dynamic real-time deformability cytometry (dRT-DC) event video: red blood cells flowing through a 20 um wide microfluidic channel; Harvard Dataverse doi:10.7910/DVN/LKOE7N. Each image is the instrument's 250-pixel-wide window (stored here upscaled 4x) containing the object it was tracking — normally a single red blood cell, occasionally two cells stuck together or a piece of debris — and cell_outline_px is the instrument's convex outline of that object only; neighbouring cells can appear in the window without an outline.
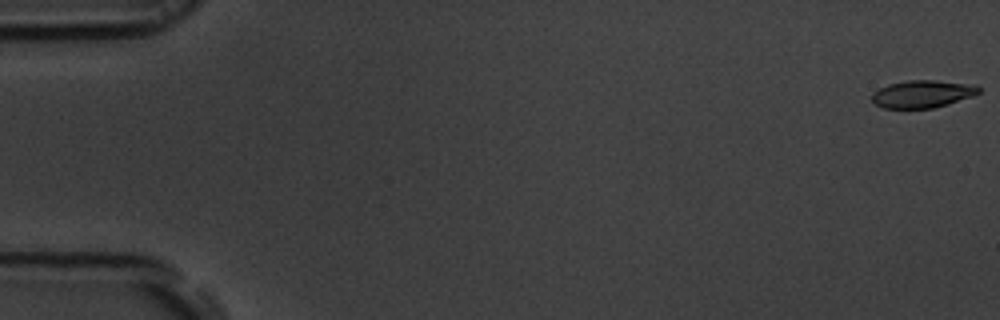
{"species": "common noctule bat (a hibernating species)", "species_latin": "Nyctalus noctula", "temperature_condition": "room temperature", "stored_images_in_passage": 55, "camera_frame_rate_fps": 3000, "um_per_image_px": 0.085, "animal": {"sex": "male", "body_mass_g": 19.5, "forearm_length_mm": 54.6}, "frame": {"image": 1, "passage_image": 1, "time_ms": 0.0, "image_size_px": [1000, 320], "cell_outline_px": [[980, 92], [972, 96], [948, 104], [932, 108], [884, 108], [876, 104], [872, 100], [872, 92], [888, 84], [908, 80], [936, 80], [976, 84], [980, 88]], "centroid_in_image_um": [78.43, 7.97], "position_along_channel_um": 6.6, "area_um2": 17.17}}
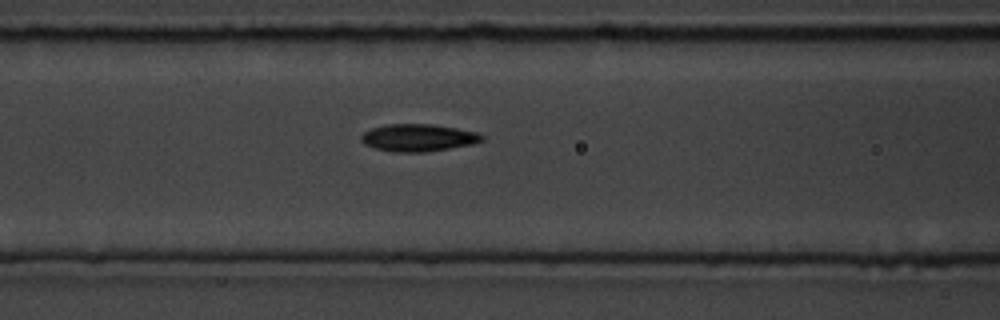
{"frame": {"image": 2, "passage_image": 23, "time_ms": 7.333, "image_size_px": [1000, 320], "cell_outline_px": [[484, 140], [472, 144], [424, 152], [392, 152], [376, 148], [364, 144], [360, 140], [360, 136], [364, 132], [372, 128], [388, 124], [432, 124], [456, 128], [476, 132], [484, 136]], "centroid_in_image_um": [35.53, 11.7], "position_along_channel_um": 131.1, "area_um2": 19.13}}
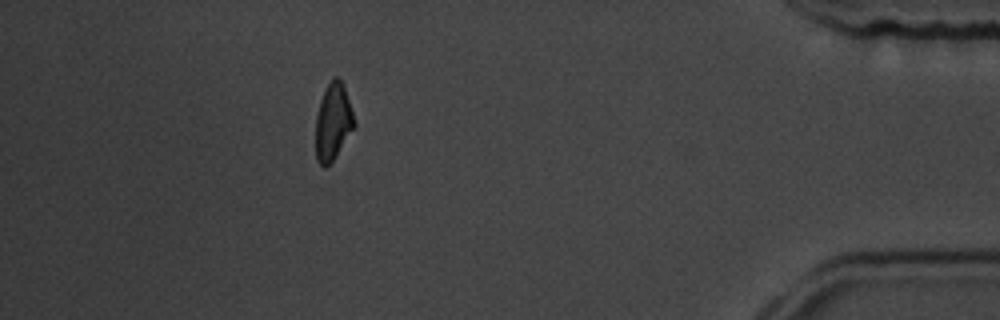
{"frame": {"image": 3, "passage_image": 49, "time_ms": 16.0, "image_size_px": [1000, 320], "cell_outline_px": [[356, 124], [332, 160], [324, 168], [316, 160], [316, 116], [320, 100], [332, 76], [336, 76], [340, 80], [344, 88]], "centroid_in_image_um": [28.28, 10.35], "position_along_channel_um": 406.9, "area_um2": 16.76}, "authors_computed_cell_mechanics": {"area_um2": 18.207, "velocity_mm_per_s": 3.7702, "shape_relaxation_time_tau1_ms": 3.6558, "shape_relaxation_time_tau2_ms": 2.6539, "deformation_change_tau1": 0.1249, "deformation_change_tau2": 0.0993}}